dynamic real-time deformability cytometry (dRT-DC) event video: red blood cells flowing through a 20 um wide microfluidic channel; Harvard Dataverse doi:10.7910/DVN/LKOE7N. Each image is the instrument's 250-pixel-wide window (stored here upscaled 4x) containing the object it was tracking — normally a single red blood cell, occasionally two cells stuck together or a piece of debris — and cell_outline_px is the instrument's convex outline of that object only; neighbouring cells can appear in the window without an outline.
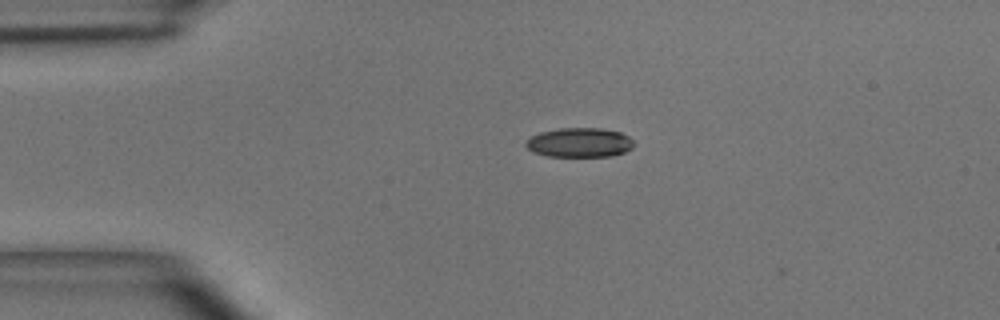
{"species": "common noctule bat (a hibernating species)", "species_latin": "Nyctalus noctula", "temperature_condition": "room temperature", "stored_images_in_passage": 40, "camera_frame_rate_fps": 3000, "um_per_image_px": 0.085, "animal": {"sex": "male", "body_mass_g": 15.6}, "frame": {"image": 1, "passage_image": 1, "time_ms": 0.0, "image_size_px": [1000, 320], "cell_outline_px": [[636, 144], [632, 148], [624, 152], [612, 156], [548, 156], [532, 152], [524, 144], [524, 140], [540, 132], [560, 128], [600, 128], [620, 132], [628, 136]], "centroid_in_image_um": [49.25, 12.11], "position_along_channel_um": 35.8, "area_um2": 18.61}}
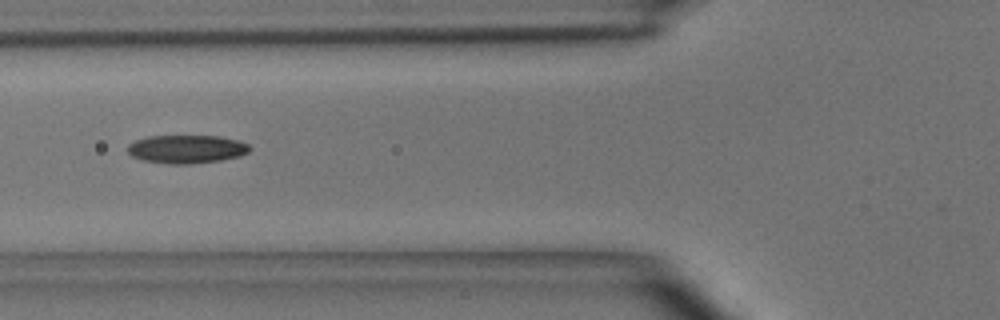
{"frame": {"image": 2, "passage_image": 9, "time_ms": 2.667, "image_size_px": [1000, 320], "cell_outline_px": [[252, 148], [248, 152], [240, 156], [220, 160], [192, 164], [168, 164], [144, 160], [132, 156], [128, 152], [128, 144], [136, 140], [148, 136], [220, 136], [240, 140], [248, 144]], "centroid_in_image_um": [15.89, 12.67], "position_along_channel_um": 109.9, "area_um2": 20.23}}
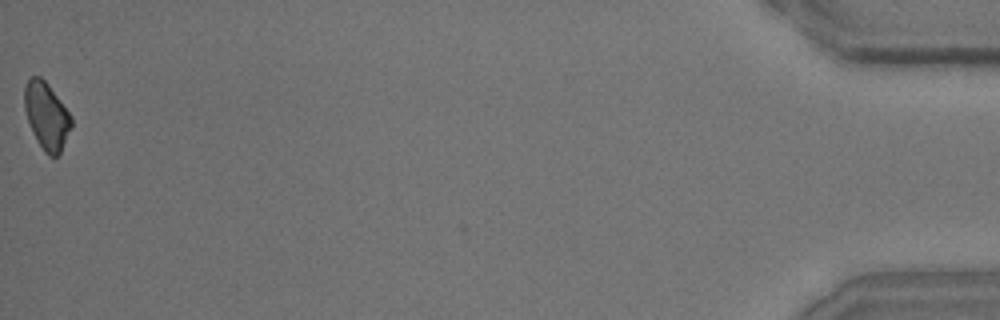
{"frame": {"image": 3, "passage_image": 40, "time_ms": 13.0, "image_size_px": [1000, 320], "cell_outline_px": [[72, 128], [60, 152], [56, 156], [48, 156], [44, 152], [32, 132], [24, 108], [24, 88], [28, 80], [32, 76], [40, 76], [48, 84], [72, 116]], "centroid_in_image_um": [3.96, 9.85], "position_along_channel_um": 431.2, "area_um2": 18.26}, "authors_computed_cell_mechanics": {"area_um2": 19.5364, "velocity_mm_per_s": 4.0338, "shape_relaxation_time_tau1_ms": 7.6179, "shape_relaxation_time_tau2_ms": 8.9765, "deformation_change_tau1": 0.166, "deformation_change_tau2": 0.1515}}